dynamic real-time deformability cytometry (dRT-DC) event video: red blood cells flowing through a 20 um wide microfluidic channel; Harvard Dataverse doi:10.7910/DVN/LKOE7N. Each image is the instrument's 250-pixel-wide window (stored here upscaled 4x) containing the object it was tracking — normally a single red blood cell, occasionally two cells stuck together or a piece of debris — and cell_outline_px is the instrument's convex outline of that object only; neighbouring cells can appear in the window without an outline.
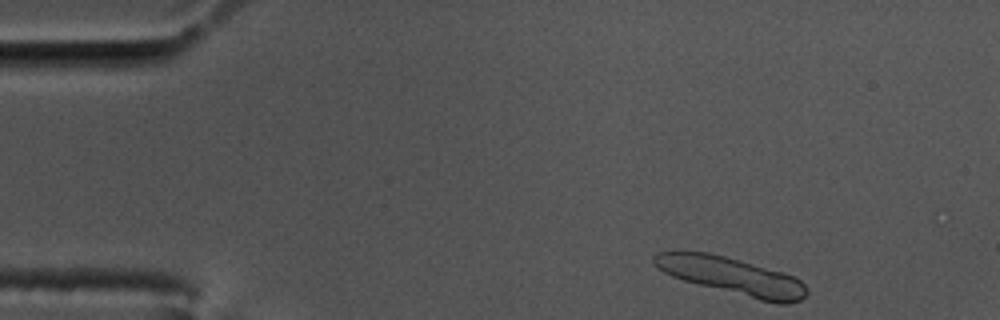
{"species": "common noctule bat (a hibernating species)", "species_latin": "Nyctalus noctula", "temperature_condition": "cold", "stored_images_in_passage": 9, "camera_frame_rate_fps": 3000, "um_per_image_px": 0.085, "animal": {"sex": "male", "body_mass_g": 17.5, "forearm_length_mm": 52.3}, "frame": {"image": 1, "passage_image": 1, "time_ms": 0.0, "image_size_px": [1000, 320], "cell_outline_px": [[808, 292], [800, 300], [788, 304], [776, 304], [760, 300], [684, 280], [672, 276], [656, 268], [652, 264], [652, 256], [656, 252], [672, 248], [708, 252], [724, 256], [784, 272], [800, 280], [808, 288]], "centroid_in_image_um": [62.11, 23.41], "position_along_channel_um": 22.9, "area_um2": 33.64}}